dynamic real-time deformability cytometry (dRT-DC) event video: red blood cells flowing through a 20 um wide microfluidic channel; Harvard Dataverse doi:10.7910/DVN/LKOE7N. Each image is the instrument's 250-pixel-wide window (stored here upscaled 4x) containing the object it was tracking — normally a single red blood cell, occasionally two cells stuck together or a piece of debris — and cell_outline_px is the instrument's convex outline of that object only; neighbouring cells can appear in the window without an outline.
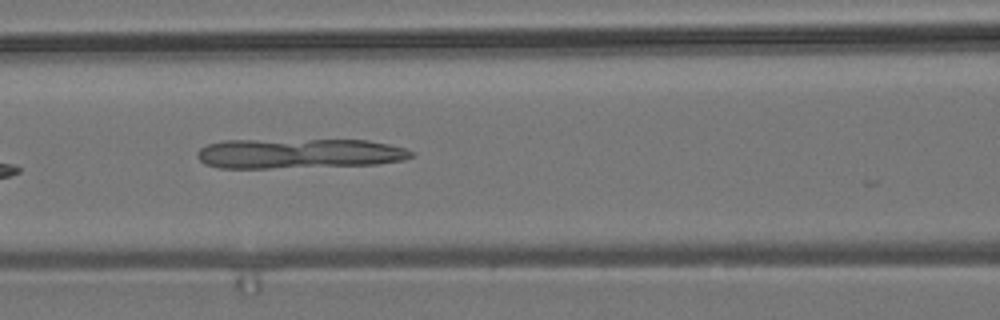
{"species": "common noctule bat (a hibernating species)", "species_latin": "Nyctalus noctula", "temperature_condition": "room temperature", "stored_images_in_passage": 8, "camera_frame_rate_fps": 3000, "um_per_image_px": 0.085, "animal": {"sex": "male", "body_mass_g": 19.2, "forearm_length_mm": 51.8}, "frame": {"image": 1, "passage_image": 7, "time_ms": 8.333, "image_size_px": [1000, 320], "cell_outline_px": [[416, 156], [404, 160], [376, 164], [268, 168], [220, 168], [204, 164], [196, 156], [196, 152], [200, 148], [208, 144], [224, 140], [368, 140], [388, 144], [404, 148], [416, 152]], "centroid_in_image_um": [25.41, 13.04], "position_along_channel_um": 141.2, "area_um2": 37.45}}